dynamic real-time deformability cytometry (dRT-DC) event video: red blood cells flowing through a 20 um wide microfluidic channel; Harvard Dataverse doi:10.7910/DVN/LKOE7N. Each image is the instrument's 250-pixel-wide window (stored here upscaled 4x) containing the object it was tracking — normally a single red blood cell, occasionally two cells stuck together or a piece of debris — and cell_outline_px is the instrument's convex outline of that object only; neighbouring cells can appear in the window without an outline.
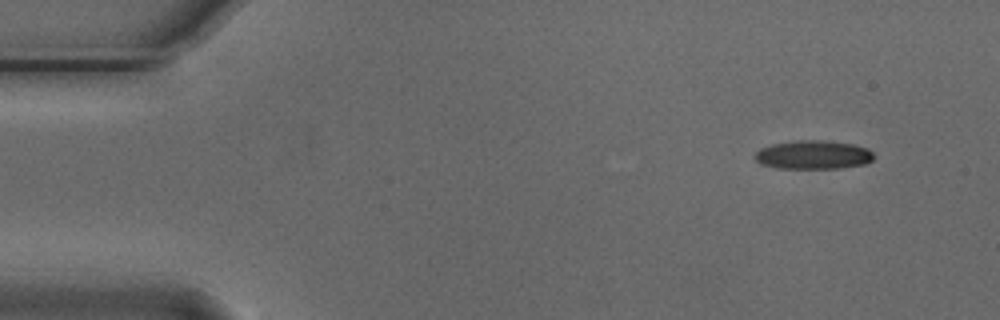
{"species": "Egyptian fruit bat (a non-hibernating species)", "species_latin": "Rousettus aegyptiacus", "temperature_condition": "cold", "stored_images_in_passage": 4, "camera_frame_rate_fps": 3000, "um_per_image_px": 0.085, "animal": {"sex": "male"}, "frame": {"image": 1, "passage_image": 1, "time_ms": 0.0, "image_size_px": [1000, 320], "cell_outline_px": [[876, 156], [872, 160], [864, 164], [840, 168], [776, 168], [760, 164], [756, 160], [756, 152], [760, 148], [772, 144], [796, 140], [824, 140], [852, 144], [868, 148]], "centroid_in_image_um": [69.14, 13.15], "position_along_channel_um": 15.9, "area_um2": 19.94}}
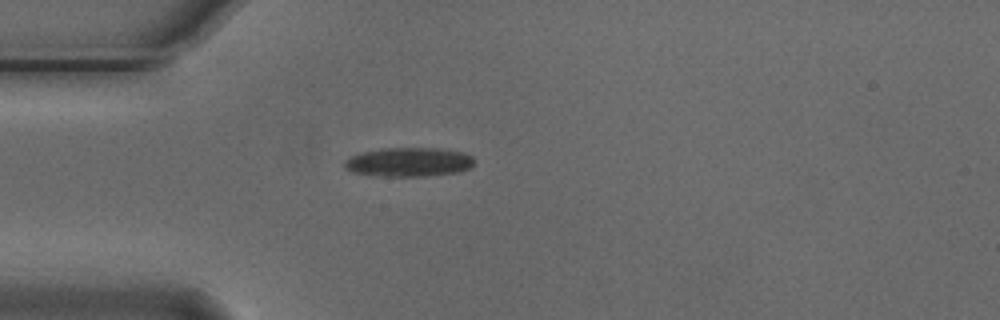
{"frame": {"image": 2, "passage_image": 4, "time_ms": 1.0, "image_size_px": [1000, 320], "cell_outline_px": [[476, 160], [472, 168], [460, 172], [428, 176], [380, 176], [352, 172], [344, 168], [344, 160], [352, 156], [364, 152], [384, 148], [436, 148], [464, 152], [472, 156]], "centroid_in_image_um": [34.81, 13.78], "position_along_channel_um": 50.2, "area_um2": 22.2}}